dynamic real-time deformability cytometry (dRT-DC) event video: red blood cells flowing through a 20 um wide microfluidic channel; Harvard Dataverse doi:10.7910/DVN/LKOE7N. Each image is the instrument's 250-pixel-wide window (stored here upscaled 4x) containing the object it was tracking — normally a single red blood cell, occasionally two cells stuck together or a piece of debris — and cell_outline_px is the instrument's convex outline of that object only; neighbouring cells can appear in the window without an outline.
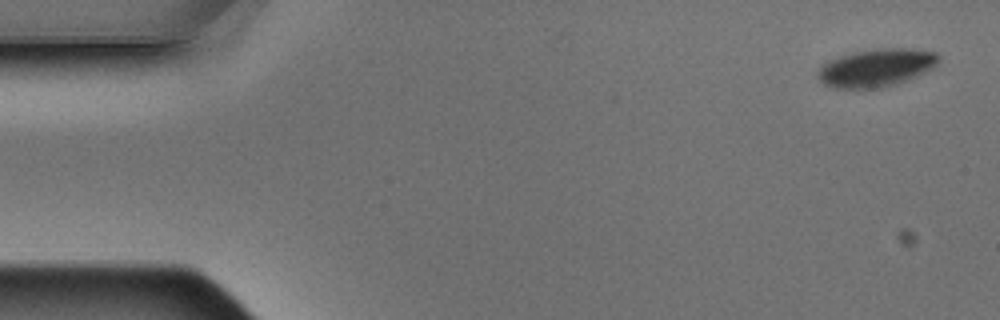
{"species": "Egyptian fruit bat (a non-hibernating species)", "species_latin": "Rousettus aegyptiacus", "temperature_condition": "warm", "stored_images_in_passage": 3, "camera_frame_rate_fps": 3000, "um_per_image_px": 0.085, "animal": {"sex": "male"}, "frame": {"image": 1, "passage_image": 1, "time_ms": 0.0, "image_size_px": [1000, 320], "cell_outline_px": [[940, 60], [932, 68], [908, 80], [884, 88], [832, 88], [824, 84], [816, 76], [816, 72], [828, 60], [852, 52], [880, 48], [908, 48], [936, 52], [940, 56]], "centroid_in_image_um": [74.48, 5.76], "position_along_channel_um": 10.5, "area_um2": 26.82}}